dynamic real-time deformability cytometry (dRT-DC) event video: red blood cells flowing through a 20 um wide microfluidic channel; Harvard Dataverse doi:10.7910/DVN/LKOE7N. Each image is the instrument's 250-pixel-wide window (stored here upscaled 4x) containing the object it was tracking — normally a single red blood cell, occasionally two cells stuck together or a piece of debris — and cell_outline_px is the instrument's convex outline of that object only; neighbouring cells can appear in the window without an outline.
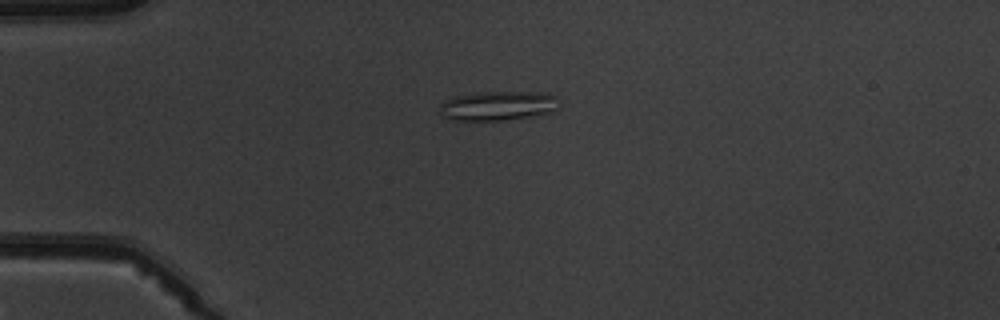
{"species": "common noctule bat (a hibernating species)", "species_latin": "Nyctalus noctula", "temperature_condition": "warm", "stored_images_in_passage": 7, "camera_frame_rate_fps": 3000, "um_per_image_px": 0.085, "animal": {"sex": "male", "body_mass_g": 19.5, "forearm_length_mm": 54.6}, "frame": {"image": 1, "passage_image": 4, "time_ms": 3.667, "image_size_px": [1000, 320], "cell_outline_px": [[560, 108], [556, 112], [504, 120], [452, 120], [444, 116], [440, 112], [440, 104], [444, 100], [452, 96], [480, 92], [548, 92], [556, 96], [560, 100]], "centroid_in_image_um": [42.4, 8.98], "position_along_channel_um": 42.6, "area_um2": 20.87}}
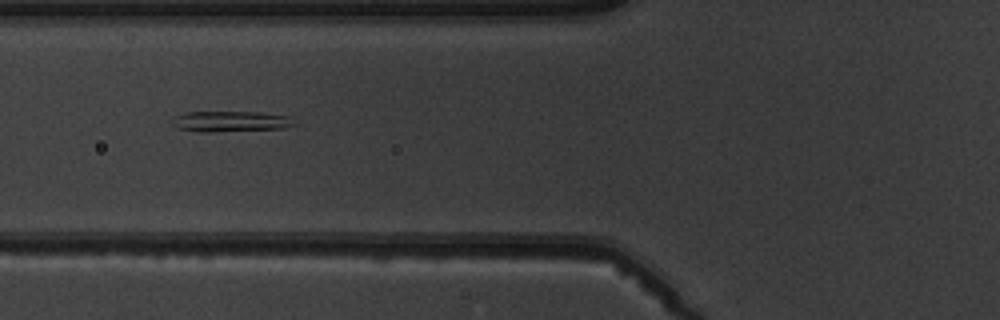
{"frame": {"image": 2, "passage_image": 6, "time_ms": 6.0, "image_size_px": [1000, 320], "cell_outline_px": [[296, 124], [284, 128], [208, 132], [196, 132], [180, 128], [172, 124], [168, 120], [176, 116], [188, 112], [260, 112], [288, 116]], "centroid_in_image_um": [19.55, 10.32], "position_along_channel_um": 106.2, "area_um2": 14.62}}